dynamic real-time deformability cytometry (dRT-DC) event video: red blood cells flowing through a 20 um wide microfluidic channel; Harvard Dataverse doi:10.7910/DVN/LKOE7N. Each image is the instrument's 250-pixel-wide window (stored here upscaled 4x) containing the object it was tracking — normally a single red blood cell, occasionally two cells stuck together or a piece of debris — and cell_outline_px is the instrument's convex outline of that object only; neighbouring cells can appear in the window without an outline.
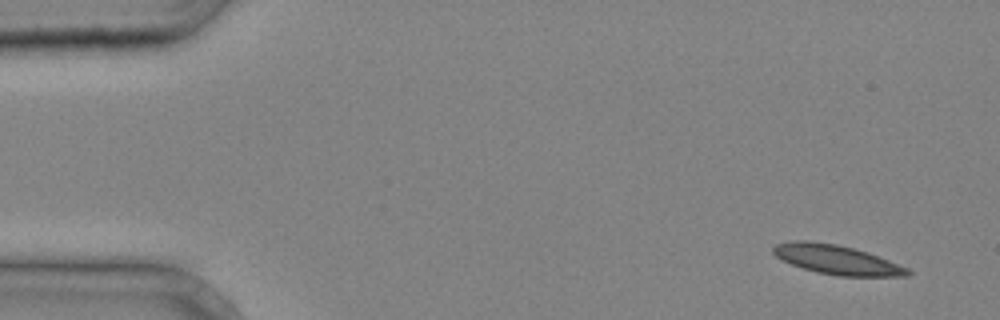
{"species": "common noctule bat (a hibernating species)", "species_latin": "Nyctalus noctula", "temperature_condition": "cold", "stored_images_in_passage": 3, "camera_frame_rate_fps": 3000, "um_per_image_px": 0.085, "animal": {"sex": "male", "body_mass_g": 20.4}, "frame": {"image": 1, "passage_image": 1, "time_ms": 0.0, "image_size_px": [1000, 320], "cell_outline_px": [[912, 272], [908, 276], [836, 276], [816, 272], [792, 264], [776, 256], [772, 252], [772, 248], [776, 244], [792, 240], [808, 240], [836, 244], [868, 252], [908, 268]], "centroid_in_image_um": [71.11, 22.07], "position_along_channel_um": 13.9, "area_um2": 22.89}}